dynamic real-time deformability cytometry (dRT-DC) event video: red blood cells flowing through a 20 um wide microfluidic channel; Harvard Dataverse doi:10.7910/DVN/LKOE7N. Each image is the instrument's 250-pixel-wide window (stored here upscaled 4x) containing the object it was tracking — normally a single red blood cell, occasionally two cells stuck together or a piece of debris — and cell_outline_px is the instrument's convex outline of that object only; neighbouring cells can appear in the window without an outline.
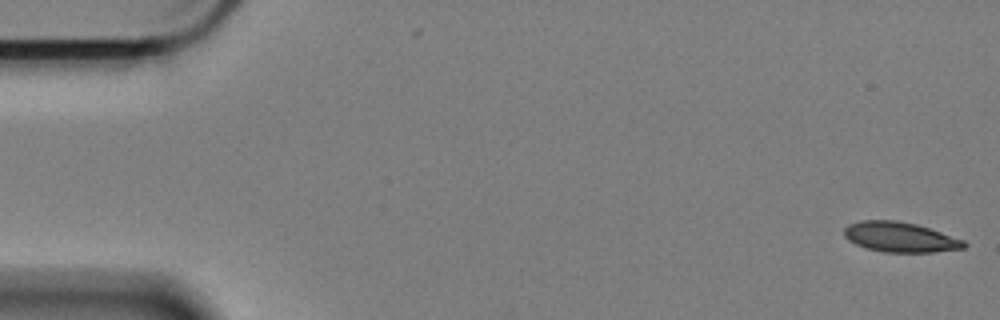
{"species": "Egyptian fruit bat (a non-hibernating species)", "species_latin": "Rousettus aegyptiacus", "temperature_condition": "cold", "stored_images_in_passage": 2, "camera_frame_rate_fps": 3000, "um_per_image_px": 0.085, "animal": {"sex": "female"}, "frame": {"image": 1, "passage_image": 2, "time_ms": 0.333, "image_size_px": [1000, 320], "cell_outline_px": [[968, 244], [964, 248], [936, 252], [884, 252], [868, 248], [856, 244], [848, 240], [844, 236], [844, 228], [848, 224], [860, 220], [896, 220], [916, 224], [964, 240]], "centroid_in_image_um": [76.5, 20.15], "position_along_channel_um": 8.5, "area_um2": 20.92}}